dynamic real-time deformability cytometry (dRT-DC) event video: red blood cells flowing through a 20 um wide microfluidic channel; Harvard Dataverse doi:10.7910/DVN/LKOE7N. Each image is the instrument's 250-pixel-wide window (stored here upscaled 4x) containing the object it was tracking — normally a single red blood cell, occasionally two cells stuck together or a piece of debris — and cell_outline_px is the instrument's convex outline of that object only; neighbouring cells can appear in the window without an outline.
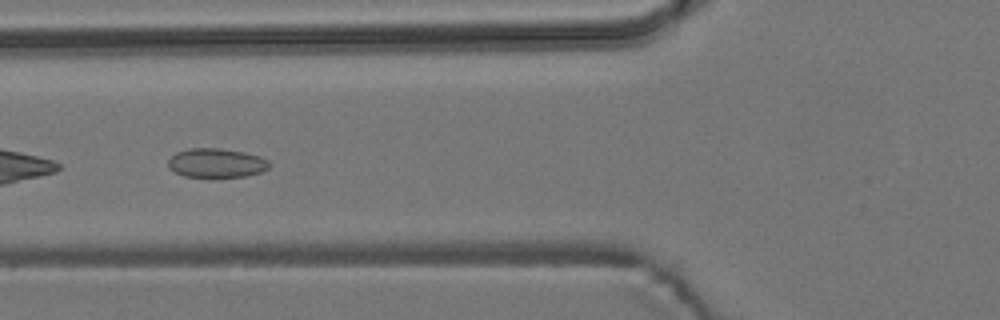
{"species": "common noctule bat (a hibernating species)", "species_latin": "Nyctalus noctula", "temperature_condition": "room temperature", "stored_images_in_passage": 6, "camera_frame_rate_fps": 3000, "um_per_image_px": 0.085, "animal": {"sex": "male", "body_mass_g": 19.2, "forearm_length_mm": 51.8}, "frame": {"image": 1, "passage_image": 6, "time_ms": 5.667, "image_size_px": [1000, 320], "cell_outline_px": [[272, 164], [268, 168], [260, 172], [244, 176], [212, 180], [184, 176], [168, 168], [168, 160], [176, 152], [192, 148], [220, 148], [244, 152], [260, 156], [268, 160]], "centroid_in_image_um": [18.39, 13.89], "position_along_channel_um": 107.4, "area_um2": 17.86}}